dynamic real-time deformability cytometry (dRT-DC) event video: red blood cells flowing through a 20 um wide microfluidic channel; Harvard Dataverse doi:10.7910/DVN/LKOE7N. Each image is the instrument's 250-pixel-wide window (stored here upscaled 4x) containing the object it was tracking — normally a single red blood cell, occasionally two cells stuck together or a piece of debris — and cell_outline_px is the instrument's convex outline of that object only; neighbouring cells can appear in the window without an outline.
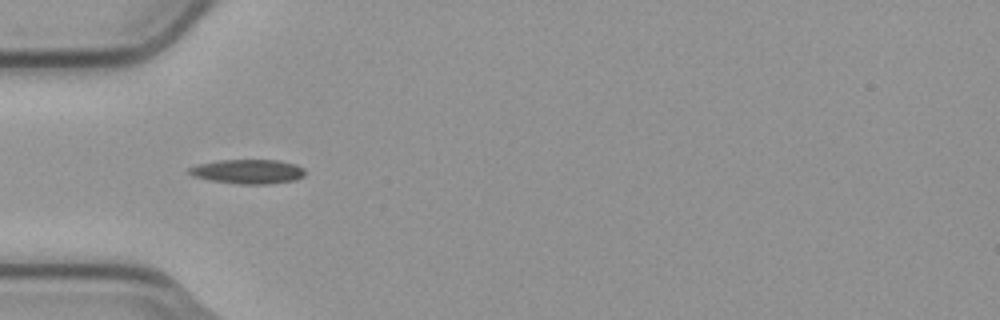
{"species": "common noctule bat (a hibernating species)", "species_latin": "Nyctalus noctula", "temperature_condition": "cold", "stored_images_in_passage": 9, "camera_frame_rate_fps": 3000, "um_per_image_px": 0.085, "animal": {"sex": "male", "body_mass_g": 23.1, "forearm_length_mm": 52.7}, "frame": {"image": 1, "passage_image": 4, "time_ms": 1.0, "image_size_px": [1000, 320], "cell_outline_px": [[304, 176], [296, 180], [268, 184], [236, 184], [208, 180], [192, 176], [188, 172], [188, 168], [196, 164], [220, 160], [276, 160], [296, 164], [304, 168]], "centroid_in_image_um": [21.05, 14.58], "position_along_channel_um": 64.0, "area_um2": 16.65}}
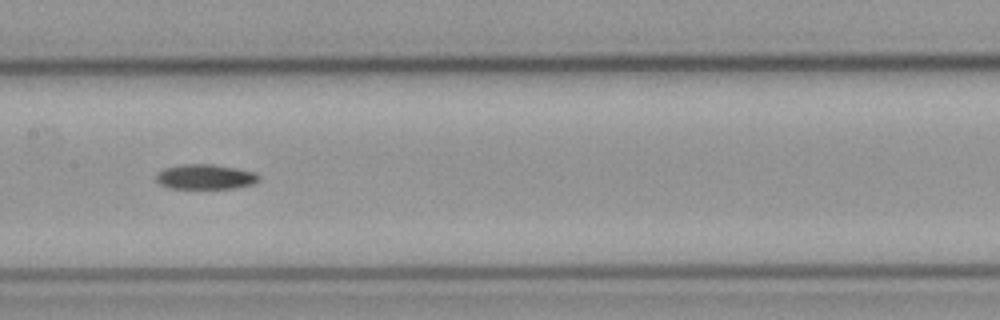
{"frame": {"image": 2, "passage_image": 7, "time_ms": 2.0, "image_size_px": [1000, 320], "cell_outline_px": [[260, 176], [252, 184], [232, 188], [172, 188], [160, 184], [156, 180], [156, 172], [164, 168], [184, 164], [212, 164], [236, 168], [252, 172]], "centroid_in_image_um": [17.39, 15.02], "position_along_channel_um": 190.0, "area_um2": 14.68}}
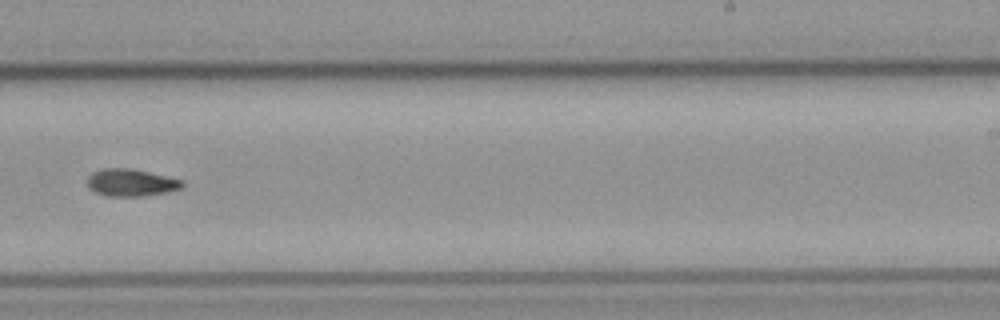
{"frame": {"image": 3, "passage_image": 9, "time_ms": 2.667, "image_size_px": [1000, 320], "cell_outline_px": [[184, 188], [168, 192], [140, 196], [104, 196], [88, 188], [88, 176], [92, 172], [100, 168], [132, 168], [168, 176], [184, 180]], "centroid_in_image_um": [11.16, 15.51], "position_along_channel_um": 277.8, "area_um2": 15.37}}